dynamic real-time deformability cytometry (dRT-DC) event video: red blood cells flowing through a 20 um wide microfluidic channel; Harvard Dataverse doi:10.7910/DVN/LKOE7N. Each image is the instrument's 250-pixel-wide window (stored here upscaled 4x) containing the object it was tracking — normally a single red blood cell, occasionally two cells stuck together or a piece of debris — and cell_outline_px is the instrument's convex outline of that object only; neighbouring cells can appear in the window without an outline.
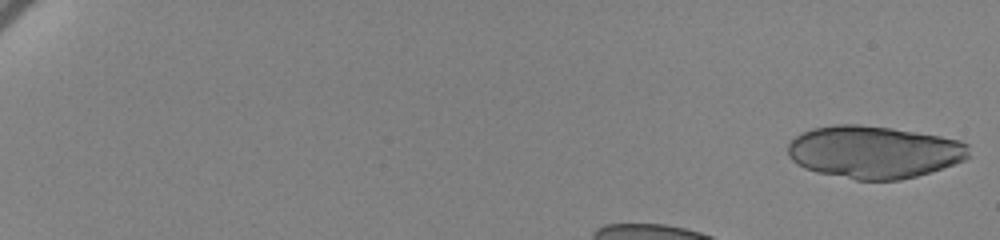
{"species": "human", "species_latin": "Homo sapiens", "temperature_condition": "cold", "stored_images_in_passage": 44, "camera_frame_rate_fps": 3000, "um_per_image_px": 0.085, "donor": {"sex": "female"}, "frame": {"image": 1, "passage_image": 1, "time_ms": 0.0, "image_size_px": [1000, 240], "cell_outline_px": [[968, 156], [964, 160], [916, 176], [900, 180], [856, 180], [816, 172], [804, 168], [796, 164], [788, 156], [788, 144], [796, 136], [812, 128], [836, 124], [860, 124], [892, 128], [940, 136], [960, 140], [968, 144]], "centroid_in_image_um": [74.25, 12.92], "position_along_channel_um": 10.8, "area_um2": 55.31}}
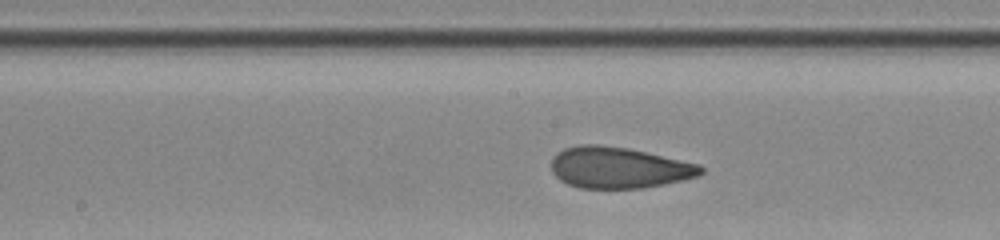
{"frame": {"image": 2, "passage_image": 26, "time_ms": 8.333, "image_size_px": [1000, 240], "cell_outline_px": [[704, 172], [696, 176], [664, 184], [644, 188], [580, 188], [568, 184], [560, 180], [552, 172], [552, 156], [556, 152], [564, 148], [580, 144], [600, 144], [628, 148], [700, 164], [704, 168]], "centroid_in_image_um": [52.57, 14.24], "position_along_channel_um": 195.6, "area_um2": 36.01}}
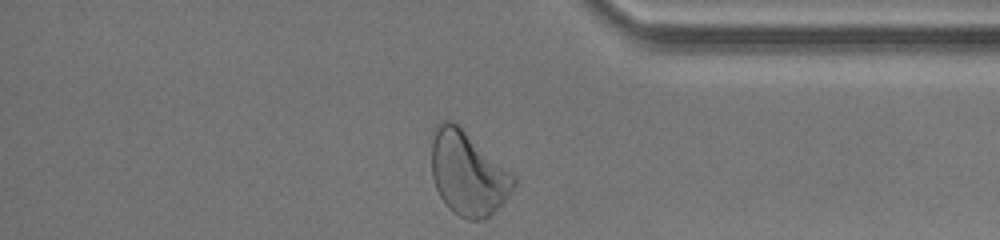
{"frame": {"image": 3, "passage_image": 44, "time_ms": 14.333, "image_size_px": [1000, 240], "cell_outline_px": [[516, 184], [504, 204], [484, 220], [468, 220], [452, 212], [444, 204], [436, 188], [432, 176], [432, 128], [440, 120], [452, 120], [512, 172], [516, 176]], "centroid_in_image_um": [39.77, 14.75], "position_along_channel_um": 395.4, "area_um2": 40.58}, "authors_computed_cell_mechanics": {"area_um2": 37.0209, "velocity_mm_per_s": 3.435, "shape_relaxation_time_tau1_ms": 6.0886, "shape_relaxation_time_tau2_ms": 0.9184, "deformation_change_tau1": 0.1733, "deformation_change_tau2": 0.079}}